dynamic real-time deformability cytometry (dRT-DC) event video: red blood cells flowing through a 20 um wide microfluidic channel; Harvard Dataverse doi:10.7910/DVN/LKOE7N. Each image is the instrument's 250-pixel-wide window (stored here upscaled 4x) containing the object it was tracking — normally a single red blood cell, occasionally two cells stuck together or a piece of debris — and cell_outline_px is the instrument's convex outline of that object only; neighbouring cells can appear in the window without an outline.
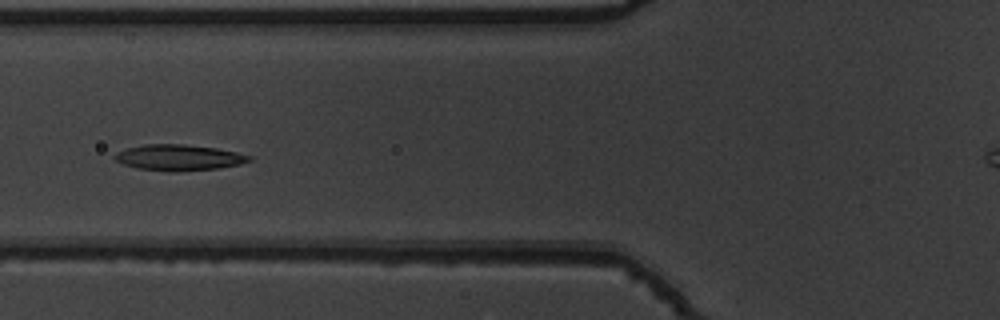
{"species": "common noctule bat (a hibernating species)", "species_latin": "Nyctalus noctula", "temperature_condition": "warm", "stored_images_in_passage": 56, "camera_frame_rate_fps": 3000, "um_per_image_px": 0.085, "animal": {"sex": "male", "body_mass_g": 19.5, "forearm_length_mm": 54.6}, "frame": {"image": 1, "passage_image": 22, "time_ms": 7.0, "image_size_px": [1000, 320], "cell_outline_px": [[252, 160], [240, 164], [220, 168], [176, 172], [168, 172], [136, 168], [124, 164], [116, 160], [112, 156], [116, 152], [128, 148], [144, 144], [184, 144], [216, 148], [236, 152], [252, 156]], "centroid_in_image_um": [15.2, 13.4], "position_along_channel_um": 110.6, "area_um2": 20.46}}
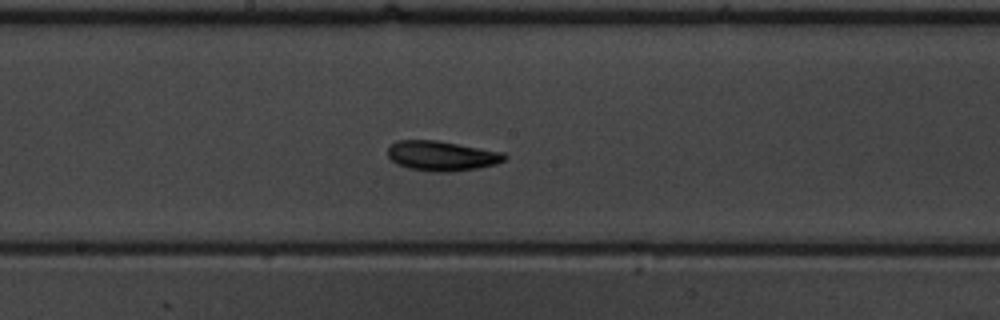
{"frame": {"image": 2, "passage_image": 30, "time_ms": 9.667, "image_size_px": [1000, 320], "cell_outline_px": [[508, 156], [504, 160], [496, 164], [476, 168], [448, 172], [436, 172], [408, 168], [396, 164], [388, 156], [388, 148], [396, 140], [436, 140], [504, 152]], "centroid_in_image_um": [37.54, 13.24], "position_along_channel_um": 210.7, "area_um2": 20.29}}
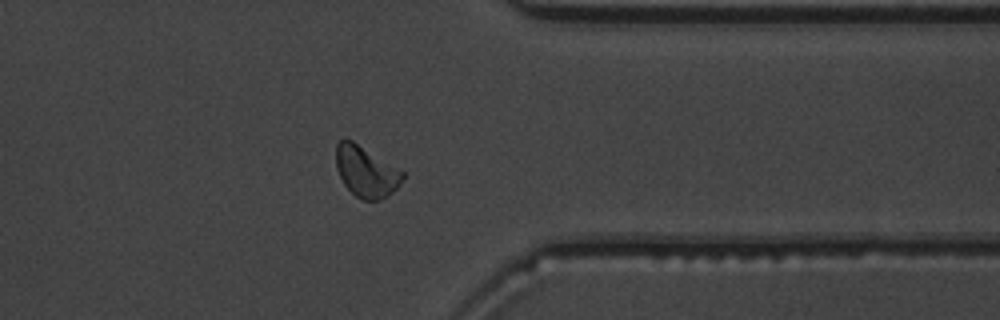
{"frame": {"image": 3, "passage_image": 44, "time_ms": 14.333, "image_size_px": [1000, 320], "cell_outline_px": [[404, 176], [400, 184], [388, 196], [380, 200], [360, 200], [344, 184], [336, 168], [336, 144], [340, 140], [352, 140], [404, 172]], "centroid_in_image_um": [31.11, 14.6], "position_along_channel_um": 380.3, "area_um2": 19.54}, "authors_computed_cell_mechanics": {"area_um2": 19.8832, "velocity_mm_per_s": 3.7566, "shape_relaxation_time_tau1_ms": 5.0814, "shape_relaxation_time_tau2_ms": 4.0276, "deformation_change_tau1": 0.1567, "deformation_change_tau2": 0.1001}}